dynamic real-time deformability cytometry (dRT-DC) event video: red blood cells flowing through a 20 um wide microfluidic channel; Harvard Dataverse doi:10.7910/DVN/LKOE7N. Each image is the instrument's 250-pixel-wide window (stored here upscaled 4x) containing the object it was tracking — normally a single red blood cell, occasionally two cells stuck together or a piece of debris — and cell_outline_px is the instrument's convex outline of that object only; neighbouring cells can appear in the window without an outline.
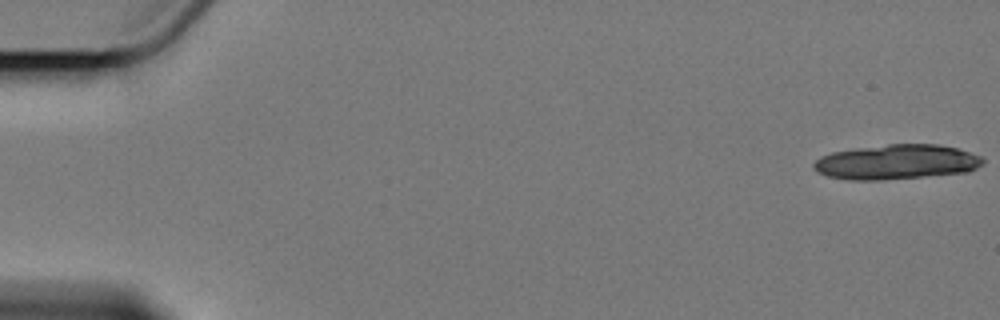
{"species": "Egyptian fruit bat (a non-hibernating species)", "species_latin": "Rousettus aegyptiacus", "temperature_condition": "cold", "stored_images_in_passage": 7, "camera_frame_rate_fps": 3000, "um_per_image_px": 0.085, "animal": {"sex": "female"}, "frame": {"image": 1, "passage_image": 1, "time_ms": 0.0, "image_size_px": [1000, 320], "cell_outline_px": [[984, 164], [968, 172], [880, 180], [848, 180], [828, 176], [816, 172], [812, 168], [812, 164], [820, 156], [832, 152], [856, 148], [888, 144], [936, 144], [956, 148], [984, 156]], "centroid_in_image_um": [76.2, 13.77], "position_along_channel_um": 8.8, "area_um2": 34.51}}